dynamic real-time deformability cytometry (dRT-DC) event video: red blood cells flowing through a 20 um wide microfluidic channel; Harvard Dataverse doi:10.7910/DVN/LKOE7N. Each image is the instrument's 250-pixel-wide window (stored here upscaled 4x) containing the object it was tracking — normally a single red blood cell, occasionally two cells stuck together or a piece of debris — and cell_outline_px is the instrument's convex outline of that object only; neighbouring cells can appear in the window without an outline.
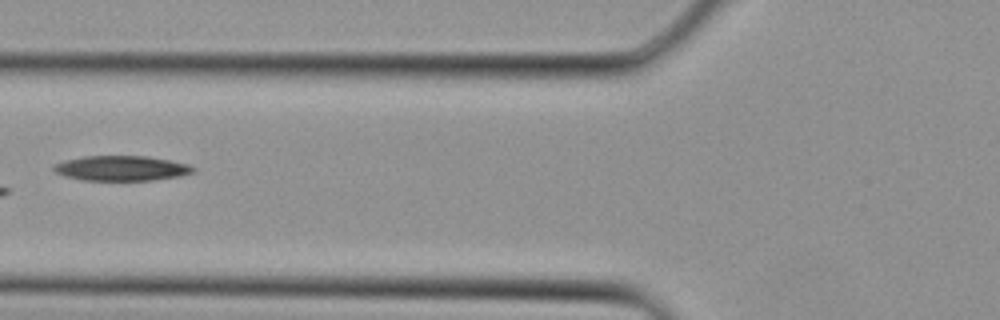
{"species": "Egyptian fruit bat (a non-hibernating species)", "species_latin": "Rousettus aegyptiacus", "temperature_condition": "cold", "stored_images_in_passage": 3, "camera_frame_rate_fps": 3000, "um_per_image_px": 0.085, "animal": {"sex": "female"}, "frame": {"image": 1, "passage_image": 3, "time_ms": 0.667, "image_size_px": [1000, 320], "cell_outline_px": [[196, 172], [180, 176], [152, 180], [80, 180], [64, 176], [56, 172], [52, 168], [56, 164], [64, 160], [84, 156], [148, 156], [188, 164], [196, 168]], "centroid_in_image_um": [10.34, 14.3], "position_along_channel_um": 115.5, "area_um2": 20.35}}